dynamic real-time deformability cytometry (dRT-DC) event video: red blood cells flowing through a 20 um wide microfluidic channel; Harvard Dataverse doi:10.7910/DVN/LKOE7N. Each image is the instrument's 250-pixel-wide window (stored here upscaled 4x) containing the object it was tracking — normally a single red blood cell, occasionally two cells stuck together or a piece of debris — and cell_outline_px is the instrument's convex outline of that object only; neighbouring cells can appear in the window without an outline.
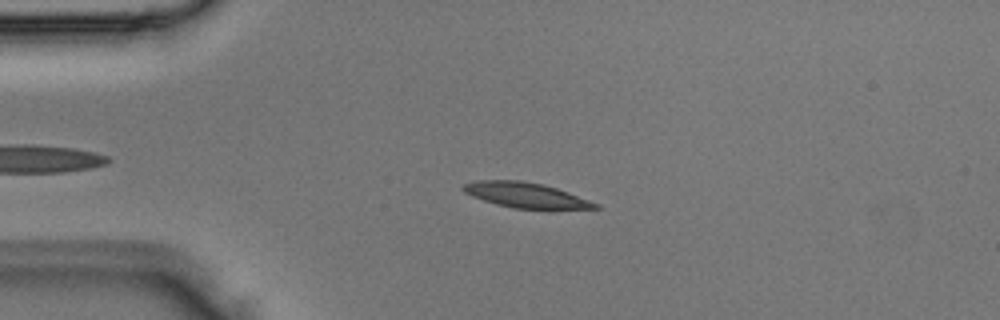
{"species": "Egyptian fruit bat (a non-hibernating species)", "species_latin": "Rousettus aegyptiacus", "temperature_condition": "room temperature", "stored_images_in_passage": 3, "camera_frame_rate_fps": 3000, "um_per_image_px": 0.085, "animal": {"sex": "male"}, "frame": {"image": 1, "passage_image": 2, "time_ms": 0.333, "image_size_px": [1000, 320], "cell_outline_px": [[600, 208], [512, 208], [496, 204], [472, 196], [464, 192], [460, 188], [460, 184], [476, 180], [520, 180], [540, 184], [556, 188], [568, 192], [600, 204]], "centroid_in_image_um": [44.6, 16.56], "position_along_channel_um": 40.4, "area_um2": 19.13}}